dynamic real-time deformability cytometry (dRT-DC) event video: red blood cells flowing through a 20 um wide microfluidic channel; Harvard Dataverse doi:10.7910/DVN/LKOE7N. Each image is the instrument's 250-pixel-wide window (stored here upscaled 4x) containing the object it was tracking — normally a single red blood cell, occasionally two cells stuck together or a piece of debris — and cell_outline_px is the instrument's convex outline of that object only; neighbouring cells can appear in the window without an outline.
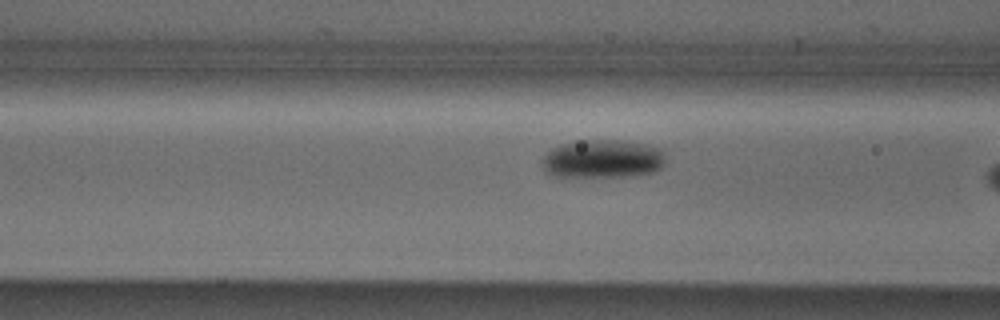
{"species": "Egyptian fruit bat (a non-hibernating species)", "species_latin": "Rousettus aegyptiacus", "temperature_condition": "cold", "stored_images_in_passage": 7, "segment_of_instrument_passage": [2, 2], "camera_frame_rate_fps": 3000, "um_per_image_px": 0.085, "animal": {"sex": "male"}, "frame": {"image": 1, "passage_image": 7, "time_ms": 8.0, "image_size_px": [1000, 320], "cell_outline_px": [[664, 164], [660, 168], [652, 172], [632, 176], [560, 176], [548, 172], [544, 168], [540, 160], [552, 148], [560, 144], [580, 140], [616, 140], [644, 144], [660, 148], [664, 152]], "centroid_in_image_um": [51.23, 13.49], "position_along_channel_um": 115.4, "area_um2": 27.4}}